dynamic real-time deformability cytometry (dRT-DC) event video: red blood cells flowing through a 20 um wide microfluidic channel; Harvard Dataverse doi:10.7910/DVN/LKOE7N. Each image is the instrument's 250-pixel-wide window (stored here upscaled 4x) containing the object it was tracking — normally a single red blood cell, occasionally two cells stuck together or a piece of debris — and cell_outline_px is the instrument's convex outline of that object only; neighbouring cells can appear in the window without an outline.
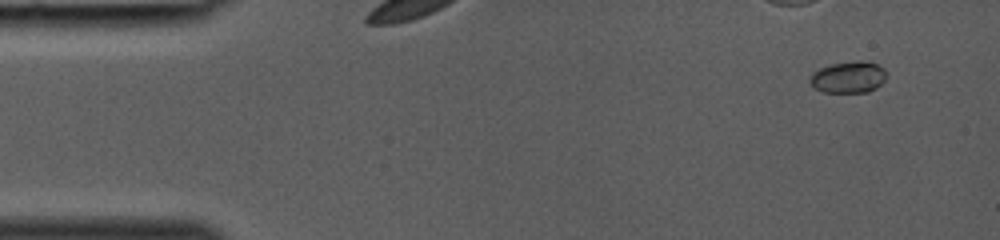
{"species": "common noctule bat (a hibernating species)", "species_latin": "Nyctalus noctula", "temperature_condition": "room temperature", "stored_images_in_passage": 40, "camera_frame_rate_fps": 3000, "um_per_image_px": 0.085, "animal": {"sex": "female", "body_mass_g": 19.0, "forearm_length_mm": 53.3}, "frame": {"image": 1, "passage_image": 4, "time_ms": 1.0, "image_size_px": [1000, 240], "cell_outline_px": [[884, 80], [876, 88], [868, 92], [824, 92], [808, 84], [808, 76], [812, 72], [820, 68], [832, 64], [856, 60], [868, 60], [884, 68]], "centroid_in_image_um": [72.06, 6.55], "position_along_channel_um": 12.9, "area_um2": 14.22}}